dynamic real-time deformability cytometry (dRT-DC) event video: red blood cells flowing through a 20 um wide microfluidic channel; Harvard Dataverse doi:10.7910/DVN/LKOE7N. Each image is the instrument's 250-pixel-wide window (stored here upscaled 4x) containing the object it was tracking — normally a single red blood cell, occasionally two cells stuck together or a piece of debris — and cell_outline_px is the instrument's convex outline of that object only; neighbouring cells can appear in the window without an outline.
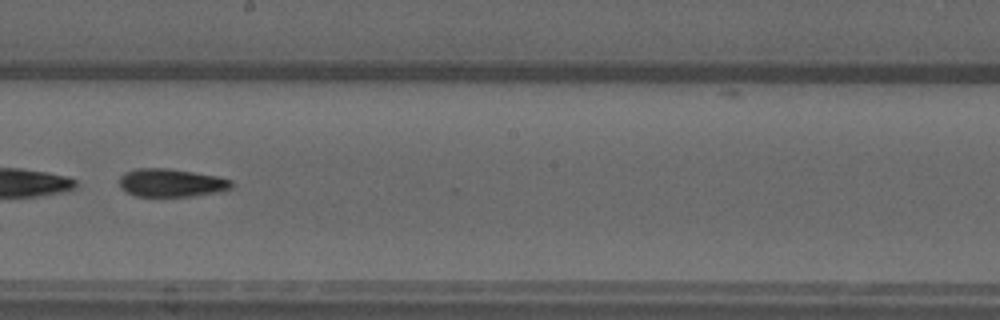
{"species": "common noctule bat (a hibernating species)", "species_latin": "Nyctalus noctula", "temperature_condition": "warm", "stored_images_in_passage": 37, "camera_frame_rate_fps": 3000, "um_per_image_px": 0.085, "animal": {"sex": "male", "forearm_length_mm": 52.5}, "frame": {"image": 1, "passage_image": 16, "time_ms": 5.0, "image_size_px": [1000, 320], "cell_outline_px": [[232, 188], [220, 192], [192, 196], [136, 196], [120, 188], [120, 176], [124, 172], [136, 168], [168, 168], [220, 176], [232, 180]], "centroid_in_image_um": [14.58, 15.53], "position_along_channel_um": 233.6, "area_um2": 18.55}}
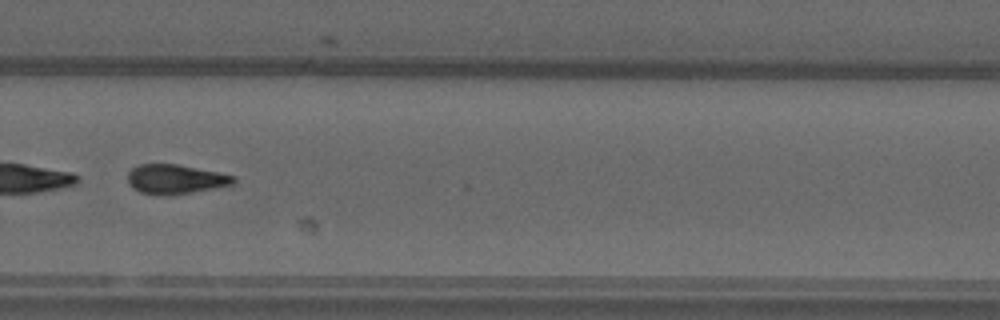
{"frame": {"image": 2, "passage_image": 22, "time_ms": 7.0, "image_size_px": [1000, 320], "cell_outline_px": [[236, 180], [232, 184], [216, 188], [192, 192], [160, 196], [140, 192], [132, 188], [128, 184], [128, 172], [132, 168], [140, 164], [176, 164], [220, 172], [236, 176]], "centroid_in_image_um": [14.9, 15.23], "position_along_channel_um": 314.9, "area_um2": 18.26}}